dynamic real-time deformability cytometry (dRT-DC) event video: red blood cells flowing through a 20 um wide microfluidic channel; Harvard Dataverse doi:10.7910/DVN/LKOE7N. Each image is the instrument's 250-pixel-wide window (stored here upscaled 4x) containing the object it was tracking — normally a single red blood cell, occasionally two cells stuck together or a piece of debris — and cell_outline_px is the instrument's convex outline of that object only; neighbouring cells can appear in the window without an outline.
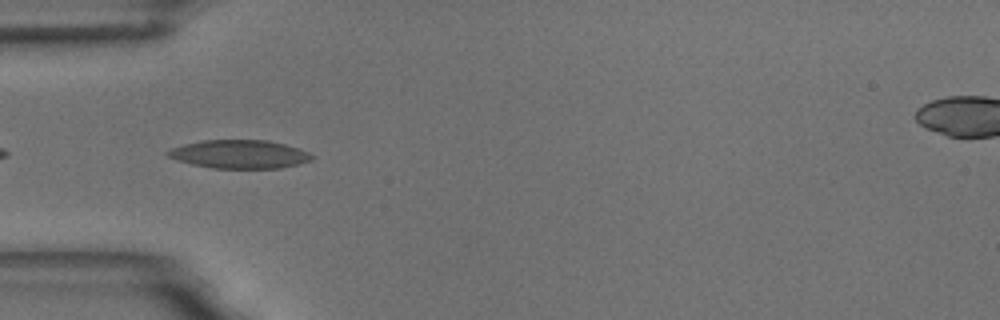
{"species": "common noctule bat (a hibernating species)", "species_latin": "Nyctalus noctula", "temperature_condition": "room temperature", "stored_images_in_passage": 7, "camera_frame_rate_fps": 3000, "um_per_image_px": 0.085, "animal": {"sex": "male", "body_mass_g": 18.8}, "frame": {"image": 1, "passage_image": 1, "time_ms": 0.0, "image_size_px": [1000, 320], "cell_outline_px": [[316, 156], [312, 160], [280, 168], [212, 168], [192, 164], [176, 160], [168, 156], [164, 152], [172, 148], [184, 144], [204, 140], [268, 140], [284, 144], [308, 152]], "centroid_in_image_um": [20.34, 13.11], "position_along_channel_um": 64.7, "area_um2": 23.76}}
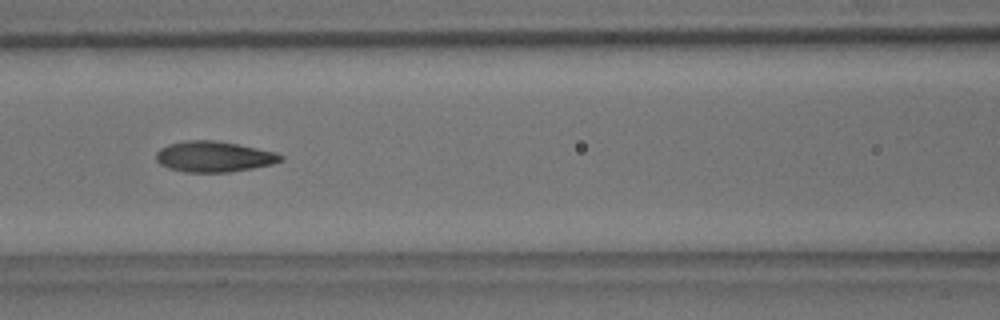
{"frame": {"image": 2, "passage_image": 3, "time_ms": 2.333, "image_size_px": [1000, 320], "cell_outline_px": [[284, 160], [272, 164], [252, 168], [228, 172], [184, 172], [168, 168], [160, 164], [156, 160], [156, 152], [160, 148], [168, 144], [184, 140], [212, 140], [236, 144], [276, 152], [284, 156]], "centroid_in_image_um": [18.16, 13.31], "position_along_channel_um": 148.4, "area_um2": 22.31}}
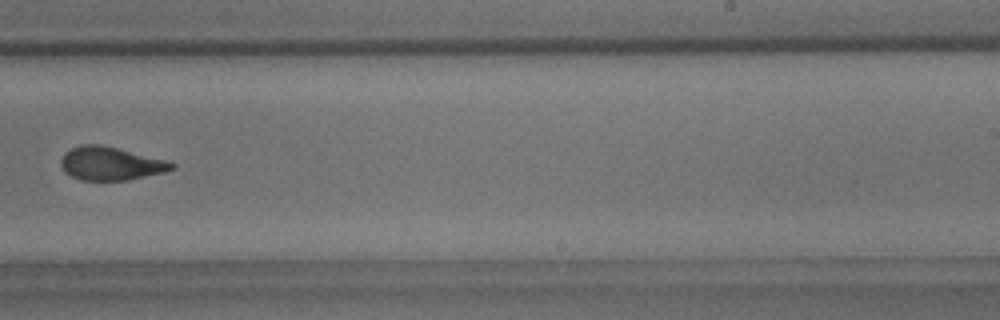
{"frame": {"image": 3, "passage_image": 6, "time_ms": 6.0, "image_size_px": [1000, 320], "cell_outline_px": [[176, 168], [164, 172], [128, 180], [80, 180], [64, 172], [60, 164], [60, 160], [64, 152], [80, 144], [100, 144], [164, 160], [176, 164]], "centroid_in_image_um": [9.36, 13.9], "position_along_channel_um": 279.6, "area_um2": 21.39}}